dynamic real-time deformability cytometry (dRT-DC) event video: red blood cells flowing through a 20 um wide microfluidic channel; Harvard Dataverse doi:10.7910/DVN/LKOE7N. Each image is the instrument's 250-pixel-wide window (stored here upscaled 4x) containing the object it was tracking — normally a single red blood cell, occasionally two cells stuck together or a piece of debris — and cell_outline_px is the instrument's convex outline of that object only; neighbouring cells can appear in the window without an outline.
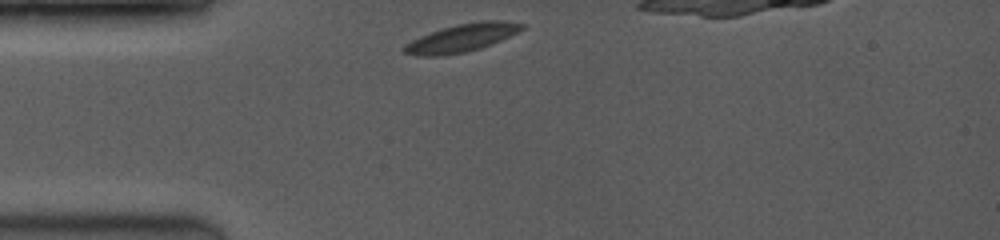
{"species": "common noctule bat (a hibernating species)", "species_latin": "Nyctalus noctula", "temperature_condition": "room temperature", "stored_images_in_passage": 39, "camera_frame_rate_fps": 3500, "um_per_image_px": 0.085, "animal": {"sex": "female", "body_mass_g": 19.0, "forearm_length_mm": 53.3}, "frame": {"image": 1, "passage_image": 1, "time_ms": 0.0, "image_size_px": [1000, 240], "cell_outline_px": [[528, 24], [524, 28], [492, 44], [480, 48], [464, 52], [440, 56], [416, 56], [404, 52], [404, 44], [420, 36], [440, 28], [456, 24], [480, 20], [504, 20]], "centroid_in_image_um": [39.26, 3.2], "position_along_channel_um": 45.7, "area_um2": 19.25}}
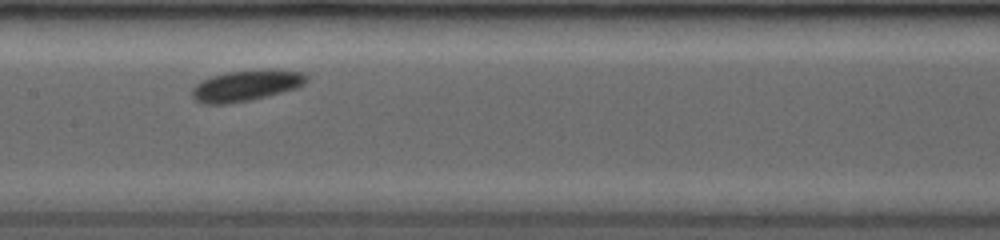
{"frame": {"image": 2, "passage_image": 18, "time_ms": 4.0, "image_size_px": [1000, 240], "cell_outline_px": [[308, 80], [304, 84], [296, 88], [248, 100], [228, 104], [200, 104], [192, 96], [192, 88], [196, 84], [212, 76], [228, 72], [268, 68], [304, 72], [308, 76]], "centroid_in_image_um": [20.94, 7.26], "position_along_channel_um": 186.5, "area_um2": 20.63}}
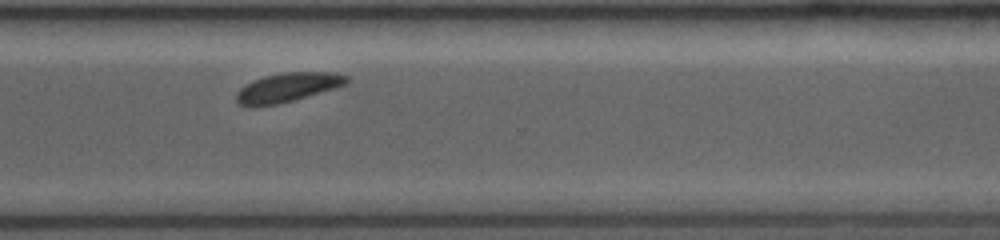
{"frame": {"image": 3, "passage_image": 38, "time_ms": 8.0, "image_size_px": [1000, 240], "cell_outline_px": [[352, 80], [348, 84], [336, 88], [280, 104], [256, 108], [248, 108], [236, 104], [236, 92], [244, 84], [264, 76], [284, 72], [336, 72], [348, 76]], "centroid_in_image_um": [24.43, 7.46], "position_along_channel_um": 346.2, "area_um2": 19.42}}